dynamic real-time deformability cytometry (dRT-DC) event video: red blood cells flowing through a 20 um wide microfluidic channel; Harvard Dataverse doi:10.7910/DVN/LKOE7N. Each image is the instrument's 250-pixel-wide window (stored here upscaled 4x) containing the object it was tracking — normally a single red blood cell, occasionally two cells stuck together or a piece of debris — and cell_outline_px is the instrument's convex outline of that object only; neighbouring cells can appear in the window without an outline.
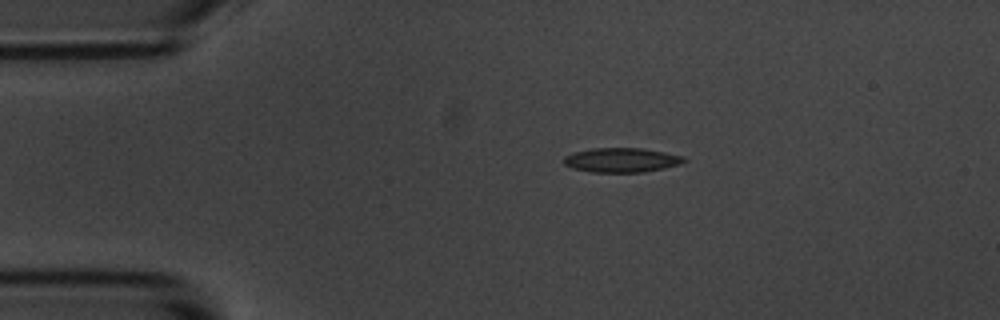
{"species": "common noctule bat (a hibernating species)", "species_latin": "Nyctalus noctula", "temperature_condition": "room temperature", "stored_images_in_passage": 3, "camera_frame_rate_fps": 3000, "um_per_image_px": 0.085, "animal": {"sex": "male", "body_mass_g": 20.1, "forearm_length_mm": 53.5}, "frame": {"image": 1, "passage_image": 1, "time_ms": 0.0, "image_size_px": [1000, 320], "cell_outline_px": [[688, 160], [680, 164], [664, 168], [644, 172], [592, 172], [572, 168], [564, 164], [564, 156], [572, 152], [592, 148], [644, 148], [684, 156]], "centroid_in_image_um": [52.83, 13.6], "position_along_channel_um": 32.2, "area_um2": 17.22}}
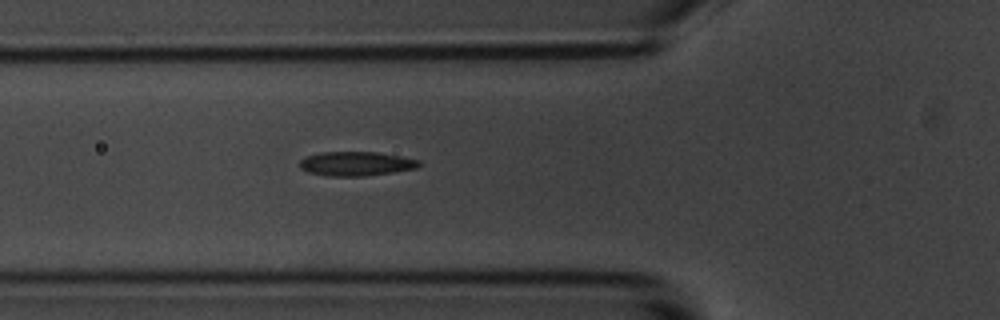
{"frame": {"image": 2, "passage_image": 3, "time_ms": 3.0, "image_size_px": [1000, 320], "cell_outline_px": [[424, 164], [416, 168], [392, 172], [364, 176], [328, 176], [308, 172], [300, 168], [300, 160], [304, 156], [320, 152], [376, 152], [400, 156], [420, 160]], "centroid_in_image_um": [30.26, 13.91], "position_along_channel_um": 95.5, "area_um2": 16.94}}